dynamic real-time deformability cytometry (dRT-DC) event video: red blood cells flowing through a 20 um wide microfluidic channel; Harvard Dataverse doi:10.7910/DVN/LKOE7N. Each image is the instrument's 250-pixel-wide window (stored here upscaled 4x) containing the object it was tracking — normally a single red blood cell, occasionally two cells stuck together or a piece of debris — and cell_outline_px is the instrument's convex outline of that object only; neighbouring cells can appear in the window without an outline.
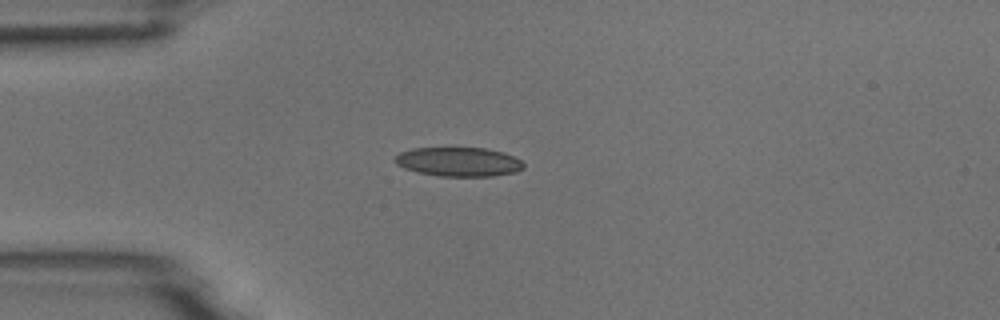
{"species": "common noctule bat (a hibernating species)", "species_latin": "Nyctalus noctula", "temperature_condition": "room temperature", "stored_images_in_passage": 3, "camera_frame_rate_fps": 3000, "um_per_image_px": 0.085, "animal": {"sex": "male", "body_mass_g": 18.8}, "frame": {"image": 1, "passage_image": 1, "time_ms": 0.0, "image_size_px": [1000, 320], "cell_outline_px": [[524, 168], [516, 172], [492, 176], [440, 176], [416, 172], [404, 168], [396, 164], [392, 160], [400, 152], [412, 148], [484, 148], [504, 152], [520, 160], [524, 164]], "centroid_in_image_um": [38.96, 13.75], "position_along_channel_um": 46.0, "area_um2": 21.91}}